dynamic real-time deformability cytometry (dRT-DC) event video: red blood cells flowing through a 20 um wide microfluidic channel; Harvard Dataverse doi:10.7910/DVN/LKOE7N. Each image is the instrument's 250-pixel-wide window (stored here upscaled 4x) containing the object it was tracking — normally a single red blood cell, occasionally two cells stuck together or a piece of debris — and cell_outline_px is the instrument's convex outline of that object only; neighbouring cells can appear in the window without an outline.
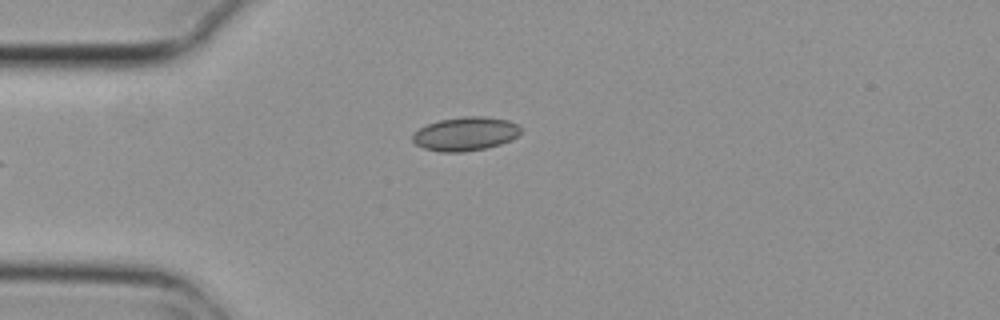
{"species": "common noctule bat (a hibernating species)", "species_latin": "Nyctalus noctula", "temperature_condition": "cold", "stored_images_in_passage": 5, "camera_frame_rate_fps": 3000, "um_per_image_px": 0.085, "animal": {"sex": "female", "body_mass_g": 29.2, "forearm_length_mm": 56.3}, "frame": {"image": 1, "passage_image": 5, "time_ms": 1.333, "image_size_px": [1000, 320], "cell_outline_px": [[520, 132], [516, 136], [500, 144], [488, 148], [464, 152], [440, 152], [424, 148], [416, 144], [412, 140], [412, 136], [420, 128], [428, 124], [440, 120], [464, 116], [484, 116], [508, 120], [516, 124], [520, 128]], "centroid_in_image_um": [39.55, 11.38], "position_along_channel_um": 45.5, "area_um2": 21.1}}